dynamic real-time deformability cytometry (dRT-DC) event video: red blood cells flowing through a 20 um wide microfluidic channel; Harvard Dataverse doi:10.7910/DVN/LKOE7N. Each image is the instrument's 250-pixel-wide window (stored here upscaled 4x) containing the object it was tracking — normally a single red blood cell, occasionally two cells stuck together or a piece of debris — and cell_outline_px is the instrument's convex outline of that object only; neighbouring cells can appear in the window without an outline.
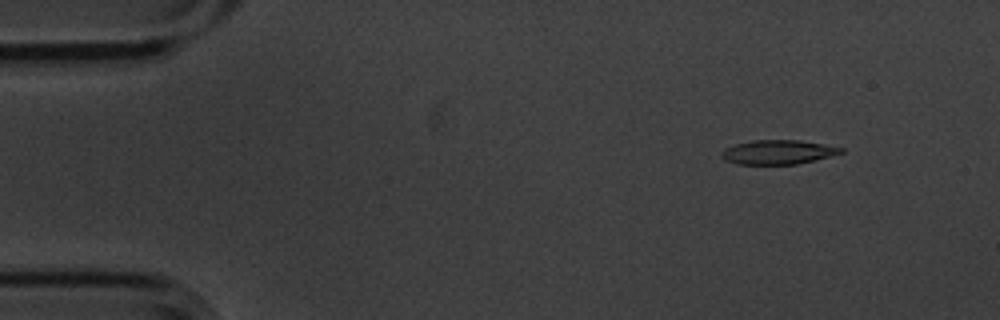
{"species": "common noctule bat (a hibernating species)", "species_latin": "Nyctalus noctula", "temperature_condition": "cold", "stored_images_in_passage": 4, "camera_frame_rate_fps": 3000, "um_per_image_px": 0.085, "animal": {"sex": "male", "body_mass_g": 20.1, "forearm_length_mm": 53.5}, "frame": {"image": 1, "passage_image": 2, "time_ms": 0.333, "image_size_px": [1000, 320], "cell_outline_px": [[844, 152], [816, 160], [796, 164], [736, 164], [724, 160], [720, 156], [720, 152], [724, 148], [736, 144], [752, 140], [800, 140], [824, 144], [844, 148]], "centroid_in_image_um": [66.1, 12.93], "position_along_channel_um": 18.9, "area_um2": 16.99}}